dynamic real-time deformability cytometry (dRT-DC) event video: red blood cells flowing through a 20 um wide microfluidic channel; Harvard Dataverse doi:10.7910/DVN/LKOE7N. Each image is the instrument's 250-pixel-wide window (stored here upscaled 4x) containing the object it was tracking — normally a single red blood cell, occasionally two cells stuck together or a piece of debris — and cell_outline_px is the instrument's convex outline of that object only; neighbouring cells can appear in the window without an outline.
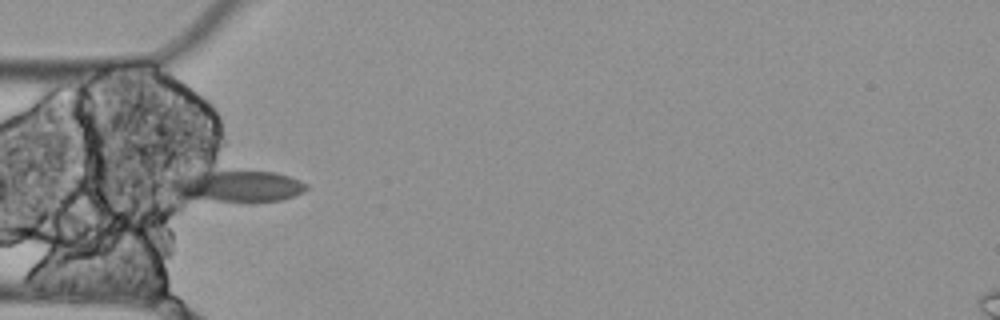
{"species": "Egyptian fruit bat (a non-hibernating species)", "species_latin": "Rousettus aegyptiacus", "temperature_condition": "cold", "stored_images_in_passage": 7, "camera_frame_rate_fps": 3000, "um_per_image_px": 0.085, "animal": {"sex": "female"}, "frame": {"image": 1, "passage_image": 4, "time_ms": 1.0, "image_size_px": [1000, 320], "cell_outline_px": [[308, 188], [304, 192], [280, 200], [216, 200], [184, 196], [168, 188], [168, 184], [172, 180], [196, 172], [276, 172], [300, 180], [308, 184]], "centroid_in_image_um": [20.24, 15.8], "position_along_channel_um": 64.8, "area_um2": 23.7}}
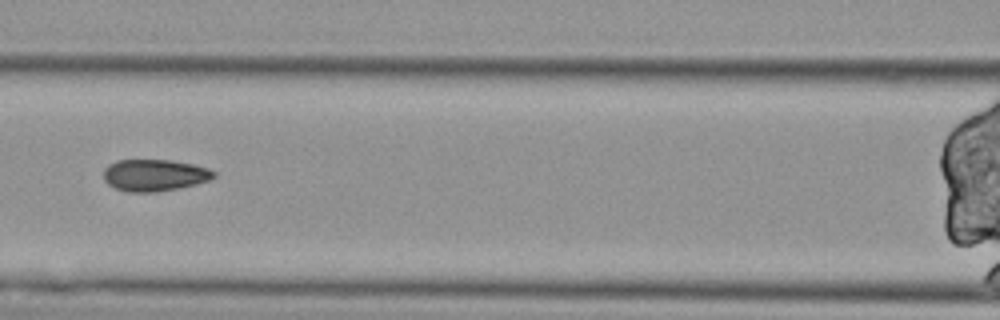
{"frame": {"image": 2, "passage_image": 6, "time_ms": 1.667, "image_size_px": [1000, 320], "cell_outline_px": [[216, 176], [208, 180], [196, 184], [156, 192], [128, 192], [116, 188], [108, 184], [104, 180], [104, 168], [108, 164], [116, 160], [172, 160], [192, 164], [208, 168], [216, 172]], "centroid_in_image_um": [13.11, 14.88], "position_along_channel_um": 153.5, "area_um2": 20.4}}
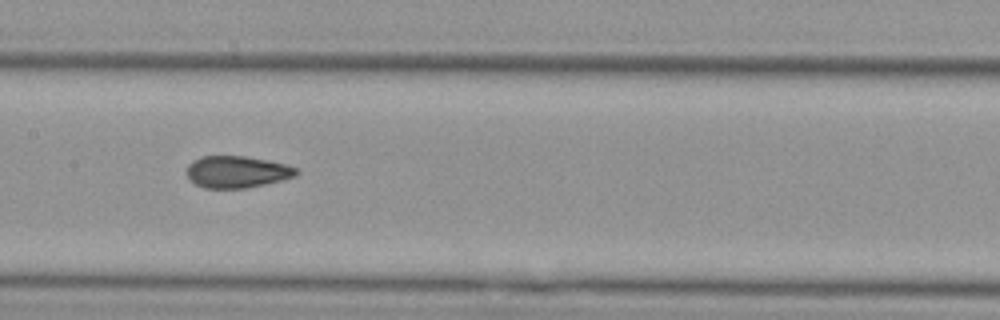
{"frame": {"image": 3, "passage_image": 7, "time_ms": 2.0, "image_size_px": [1000, 320], "cell_outline_px": [[300, 172], [296, 176], [264, 184], [244, 188], [204, 188], [196, 184], [188, 176], [188, 164], [192, 160], [200, 156], [244, 156], [268, 160], [300, 168]], "centroid_in_image_um": [20.17, 14.6], "position_along_channel_um": 187.2, "area_um2": 20.29}}